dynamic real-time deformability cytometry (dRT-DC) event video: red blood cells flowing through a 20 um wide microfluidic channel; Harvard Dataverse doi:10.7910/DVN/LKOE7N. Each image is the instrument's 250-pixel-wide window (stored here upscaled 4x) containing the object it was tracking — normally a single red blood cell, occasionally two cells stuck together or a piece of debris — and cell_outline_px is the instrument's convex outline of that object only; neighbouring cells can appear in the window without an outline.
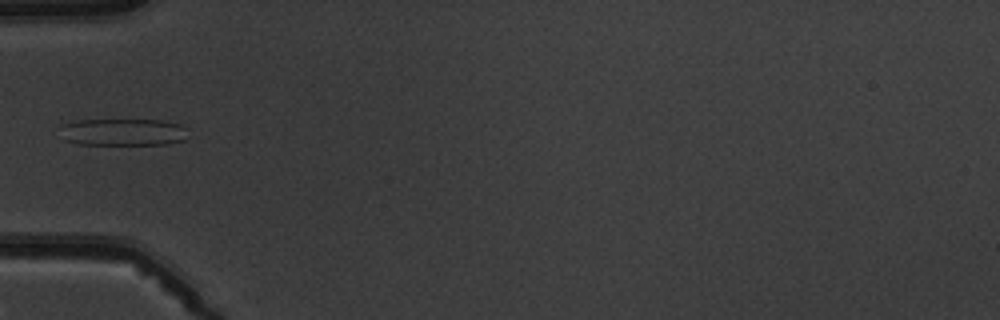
{"species": "common noctule bat (a hibernating species)", "species_latin": "Nyctalus noctula", "temperature_condition": "warm", "stored_images_in_passage": 5, "camera_frame_rate_fps": 3000, "um_per_image_px": 0.085, "animal": {"sex": "male", "body_mass_g": 19.5, "forearm_length_mm": 54.6}, "frame": {"image": 1, "passage_image": 4, "time_ms": 3.667, "image_size_px": [1000, 320], "cell_outline_px": [[188, 128], [184, 140], [168, 144], [80, 144], [64, 140], [60, 124], [76, 120], [164, 120], [180, 124]], "centroid_in_image_um": [10.48, 11.22], "position_along_channel_um": 74.5, "area_um2": 20.29}}
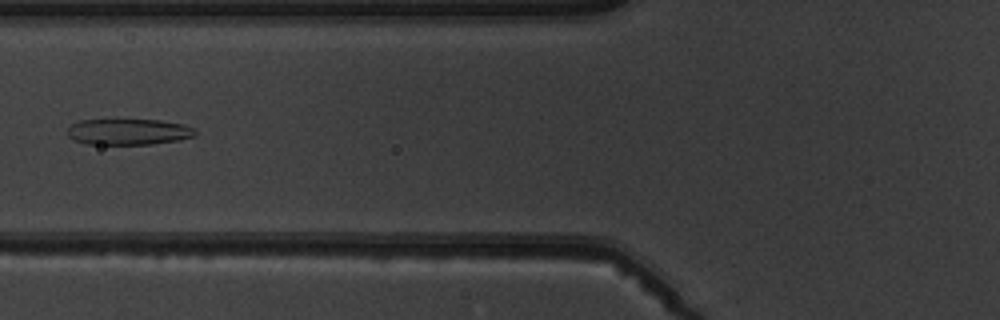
{"frame": {"image": 2, "passage_image": 5, "time_ms": 4.667, "image_size_px": [1000, 320], "cell_outline_px": [[196, 136], [180, 140], [152, 144], [88, 144], [72, 140], [68, 136], [68, 128], [72, 124], [80, 120], [160, 120], [184, 124], [196, 128]], "centroid_in_image_um": [10.96, 11.21], "position_along_channel_um": 114.8, "area_um2": 19.54}}